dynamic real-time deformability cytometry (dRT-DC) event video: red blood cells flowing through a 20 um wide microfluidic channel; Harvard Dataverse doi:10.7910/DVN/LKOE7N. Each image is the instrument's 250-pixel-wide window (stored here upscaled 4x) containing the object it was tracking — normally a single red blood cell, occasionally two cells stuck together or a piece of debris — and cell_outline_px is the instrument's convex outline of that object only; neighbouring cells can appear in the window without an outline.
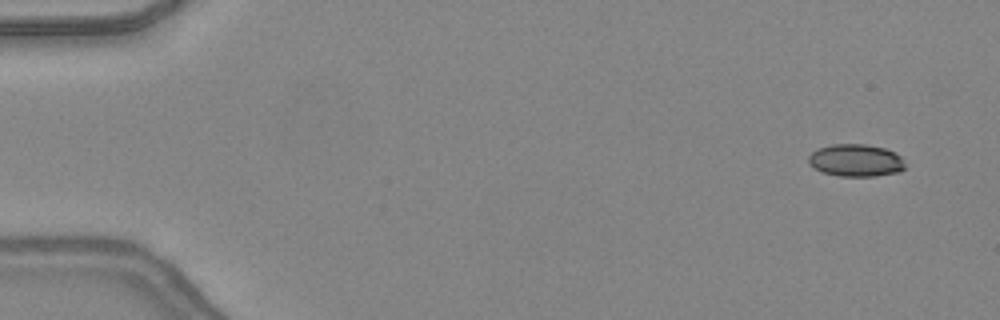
{"species": "common noctule bat (a hibernating species)", "species_latin": "Nyctalus noctula", "temperature_condition": "warm", "stored_images_in_passage": 8, "camera_frame_rate_fps": 3000, "um_per_image_px": 0.085, "animal": {"sex": "female", "body_mass_g": 24.6, "forearm_length_mm": 56.2}, "frame": {"image": 1, "passage_image": 3, "time_ms": 0.667, "image_size_px": [1000, 320], "cell_outline_px": [[904, 168], [900, 172], [876, 176], [840, 176], [820, 172], [808, 164], [808, 156], [812, 152], [820, 148], [832, 144], [864, 144], [884, 148], [896, 152], [900, 156], [904, 164]], "centroid_in_image_um": [72.73, 13.64], "position_along_channel_um": 12.3, "area_um2": 18.32}}